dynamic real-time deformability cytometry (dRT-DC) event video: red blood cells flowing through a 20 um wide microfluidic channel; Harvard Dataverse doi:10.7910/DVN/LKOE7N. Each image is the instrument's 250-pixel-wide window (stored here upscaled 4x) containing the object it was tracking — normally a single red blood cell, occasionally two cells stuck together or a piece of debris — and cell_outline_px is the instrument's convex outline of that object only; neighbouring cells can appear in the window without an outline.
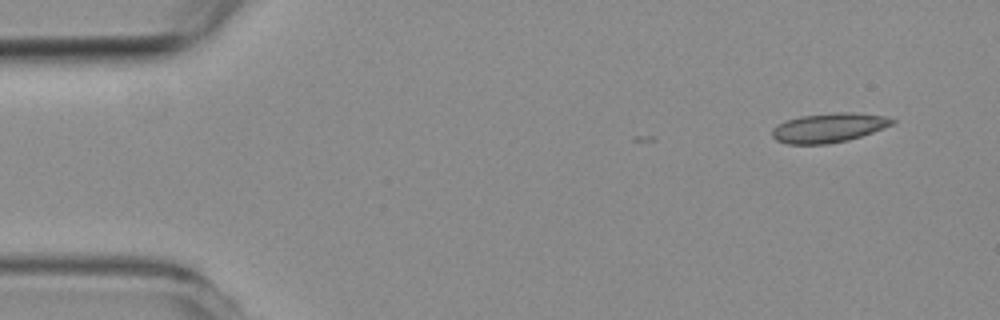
{"species": "common noctule bat (a hibernating species)", "species_latin": "Nyctalus noctula", "temperature_condition": "room temperature", "stored_images_in_passage": 7, "camera_frame_rate_fps": 3000, "um_per_image_px": 0.085, "animal": {"sex": "female", "body_mass_g": 19.3, "forearm_length_mm": 54.1}, "frame": {"image": 1, "passage_image": 1, "time_ms": 0.0, "image_size_px": [1000, 320], "cell_outline_px": [[896, 120], [892, 124], [872, 132], [848, 140], [828, 144], [788, 144], [776, 140], [772, 136], [772, 128], [776, 124], [800, 116], [836, 112], [852, 112], [884, 116]], "centroid_in_image_um": [70.4, 10.86], "position_along_channel_um": 14.6, "area_um2": 20.4}}
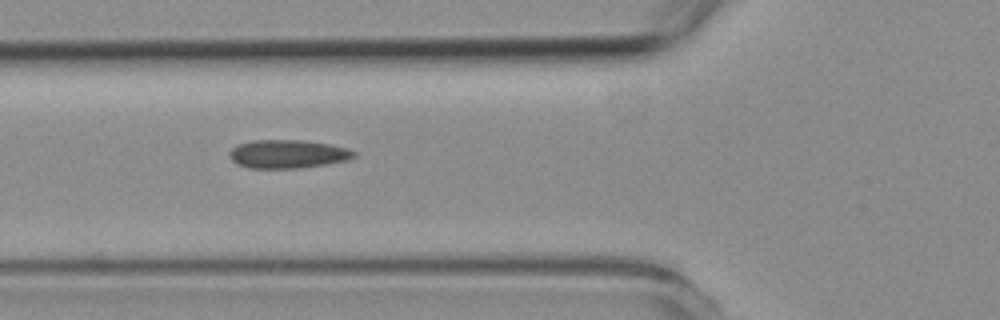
{"frame": {"image": 2, "passage_image": 5, "time_ms": 5.0, "image_size_px": [1000, 320], "cell_outline_px": [[356, 156], [348, 160], [300, 168], [248, 168], [236, 164], [228, 156], [228, 152], [236, 144], [252, 140], [304, 140], [328, 144], [348, 148], [356, 152]], "centroid_in_image_um": [24.42, 13.09], "position_along_channel_um": 101.4, "area_um2": 20.81}}
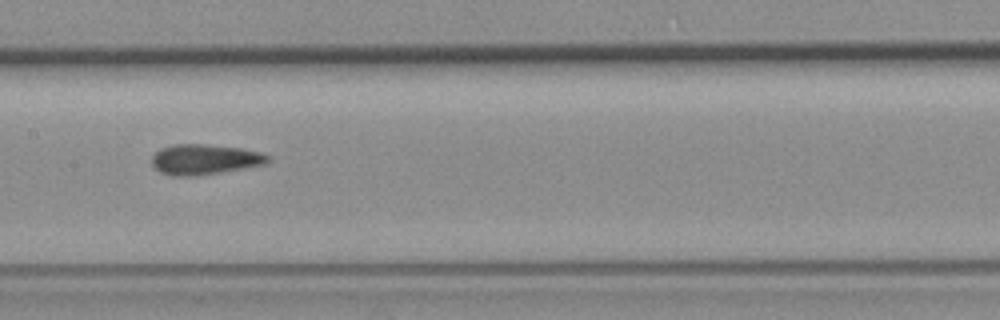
{"frame": {"image": 3, "passage_image": 7, "time_ms": 7.333, "image_size_px": [1000, 320], "cell_outline_px": [[272, 160], [268, 164], [196, 176], [172, 176], [160, 172], [152, 164], [152, 156], [160, 148], [176, 144], [204, 144], [240, 148], [260, 152], [268, 156]], "centroid_in_image_um": [17.41, 13.55], "position_along_channel_um": 190.0, "area_um2": 20.52}}